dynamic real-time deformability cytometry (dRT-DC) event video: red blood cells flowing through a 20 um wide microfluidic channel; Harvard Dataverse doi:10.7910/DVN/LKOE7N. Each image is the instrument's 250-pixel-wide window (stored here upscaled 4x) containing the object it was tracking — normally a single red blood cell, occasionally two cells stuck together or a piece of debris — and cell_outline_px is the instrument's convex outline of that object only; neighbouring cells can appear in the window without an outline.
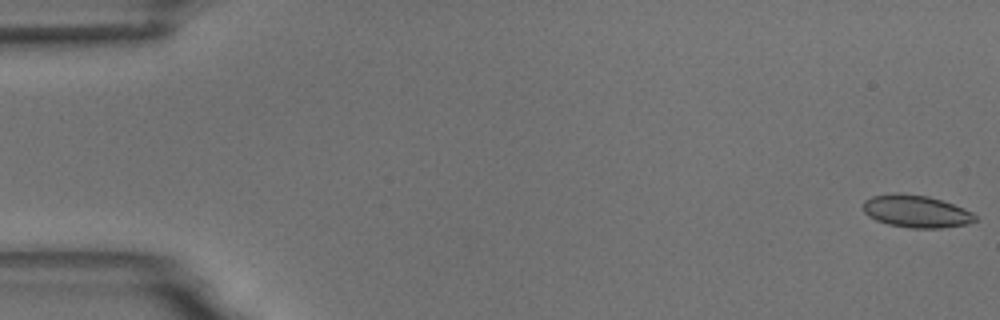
{"species": "common noctule bat (a hibernating species)", "species_latin": "Nyctalus noctula", "temperature_condition": "room temperature", "stored_images_in_passage": 57, "camera_frame_rate_fps": 3000, "um_per_image_px": 0.085, "animal": {"sex": "male", "body_mass_g": 18.8}, "frame": {"image": 1, "passage_image": 1, "time_ms": 0.0, "image_size_px": [1000, 320], "cell_outline_px": [[976, 220], [968, 224], [940, 228], [912, 228], [888, 224], [876, 220], [868, 216], [864, 212], [864, 200], [872, 196], [896, 192], [928, 196], [964, 208], [972, 212], [976, 216]], "centroid_in_image_um": [77.86, 17.96], "position_along_channel_um": 7.1, "area_um2": 21.1}}
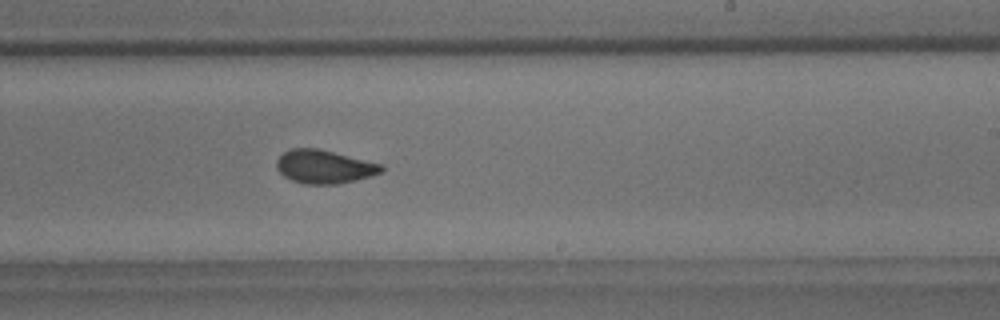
{"frame": {"image": 2, "passage_image": 34, "time_ms": 11.0, "image_size_px": [1000, 320], "cell_outline_px": [[384, 172], [356, 180], [336, 184], [304, 184], [292, 180], [284, 176], [276, 168], [276, 160], [288, 148], [316, 148], [384, 164]], "centroid_in_image_um": [27.57, 14.17], "position_along_channel_um": 261.4, "area_um2": 20.52}}
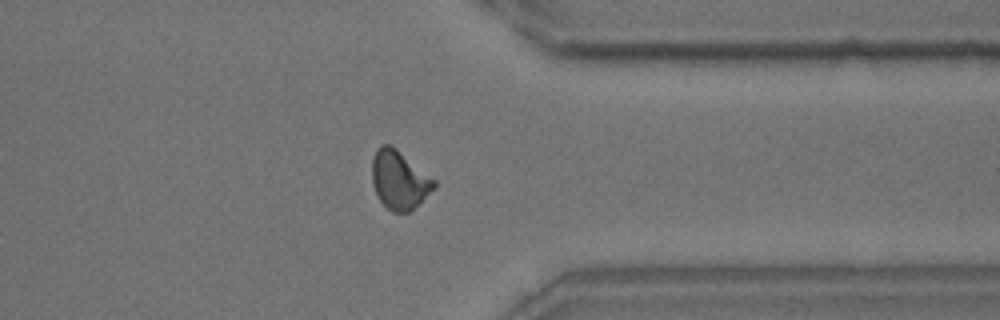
{"frame": {"image": 3, "passage_image": 44, "time_ms": 14.333, "image_size_px": [1000, 320], "cell_outline_px": [[436, 188], [408, 212], [392, 212], [380, 200], [372, 184], [372, 156], [376, 148], [380, 144], [388, 144], [396, 148], [436, 180]], "centroid_in_image_um": [33.93, 15.26], "position_along_channel_um": 377.5, "area_um2": 21.15}, "authors_computed_cell_mechanics": {"area_um2": 20.6346, "velocity_mm_per_s": 3.6415, "shape_relaxation_time_tau1_ms": 4.7027, "shape_relaxation_time_tau2_ms": 1.5325, "deformation_change_tau1": 0.1157, "deformation_change_tau2": 0.0581}}